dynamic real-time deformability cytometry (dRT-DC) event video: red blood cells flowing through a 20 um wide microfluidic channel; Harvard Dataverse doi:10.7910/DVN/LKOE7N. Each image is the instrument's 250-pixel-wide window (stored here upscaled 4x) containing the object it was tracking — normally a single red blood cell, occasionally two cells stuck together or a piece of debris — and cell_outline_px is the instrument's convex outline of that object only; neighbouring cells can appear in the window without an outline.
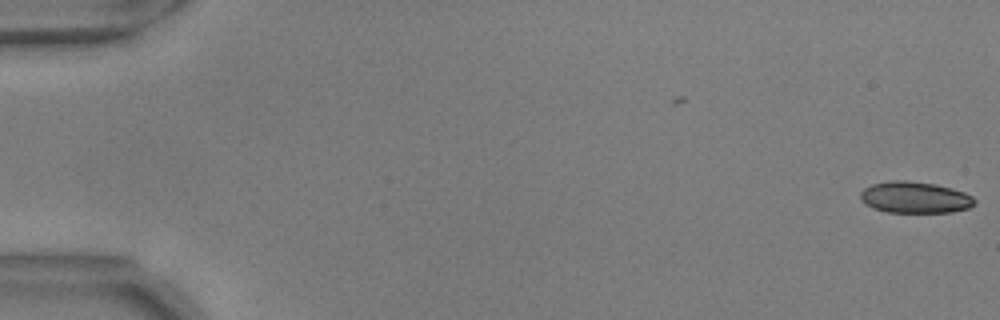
{"species": "common noctule bat (a hibernating species)", "species_latin": "Nyctalus noctula", "temperature_condition": "warm", "stored_images_in_passage": 2, "camera_frame_rate_fps": 3000, "um_per_image_px": 0.085, "animal": {"sex": "male", "body_mass_g": 17.9, "forearm_length_mm": 54.2}, "frame": {"image": 1, "passage_image": 2, "time_ms": 0.333, "image_size_px": [1000, 320], "cell_outline_px": [[976, 204], [968, 208], [952, 212], [888, 212], [872, 208], [864, 204], [860, 200], [860, 192], [864, 188], [872, 184], [892, 180], [904, 180], [936, 184], [952, 188], [964, 192], [972, 196], [976, 200]], "centroid_in_image_um": [77.76, 16.78], "position_along_channel_um": 7.2, "area_um2": 21.1}}